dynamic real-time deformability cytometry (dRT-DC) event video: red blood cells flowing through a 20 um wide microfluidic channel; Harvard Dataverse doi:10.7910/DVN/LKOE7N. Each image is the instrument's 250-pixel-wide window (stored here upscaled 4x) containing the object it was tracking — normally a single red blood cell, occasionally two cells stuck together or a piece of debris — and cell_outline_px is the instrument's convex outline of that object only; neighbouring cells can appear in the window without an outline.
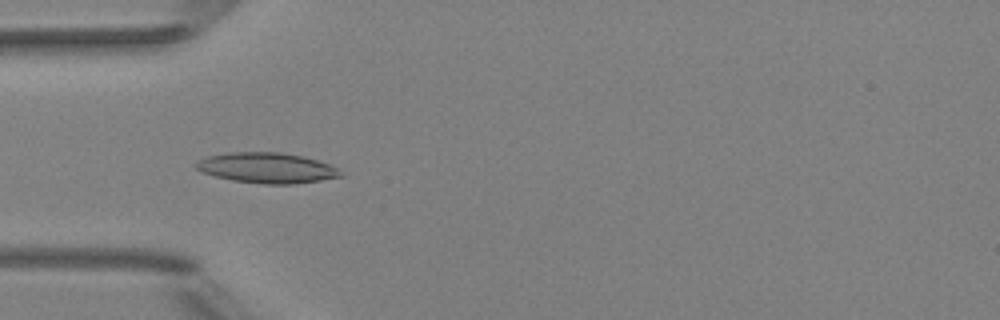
{"species": "Egyptian fruit bat (a non-hibernating species)", "species_latin": "Rousettus aegyptiacus", "temperature_condition": "room temperature", "stored_images_in_passage": 38, "camera_frame_rate_fps": 3000, "um_per_image_px": 0.085, "animal": {"sex": "female"}, "frame": {"image": 1, "passage_image": 3, "time_ms": 0.667, "image_size_px": [1000, 320], "cell_outline_px": [[344, 176], [320, 180], [292, 184], [264, 184], [232, 180], [216, 176], [204, 172], [196, 168], [196, 164], [200, 160], [208, 156], [228, 152], [280, 152], [304, 156], [328, 164], [336, 168]], "centroid_in_image_um": [22.7, 14.26], "position_along_channel_um": 62.3, "area_um2": 25.32}}
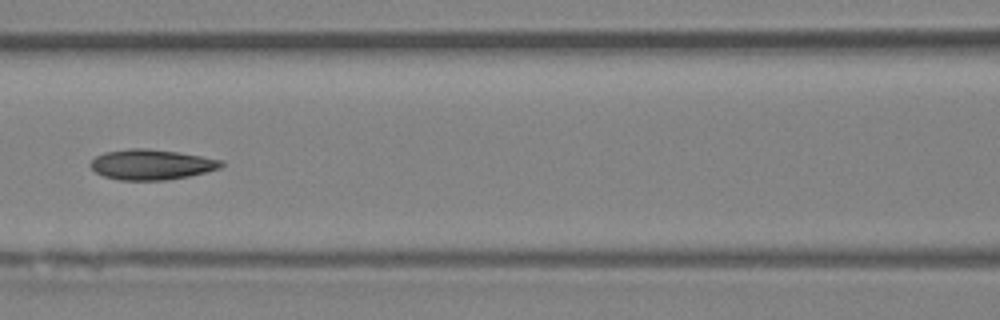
{"frame": {"image": 2, "passage_image": 10, "time_ms": 3.0, "image_size_px": [1000, 320], "cell_outline_px": [[224, 164], [220, 168], [188, 176], [168, 180], [116, 180], [104, 176], [96, 172], [88, 164], [96, 156], [104, 152], [128, 148], [148, 148], [176, 152], [224, 160]], "centroid_in_image_um": [12.84, 13.98], "position_along_channel_um": 153.8, "area_um2": 23.12}}
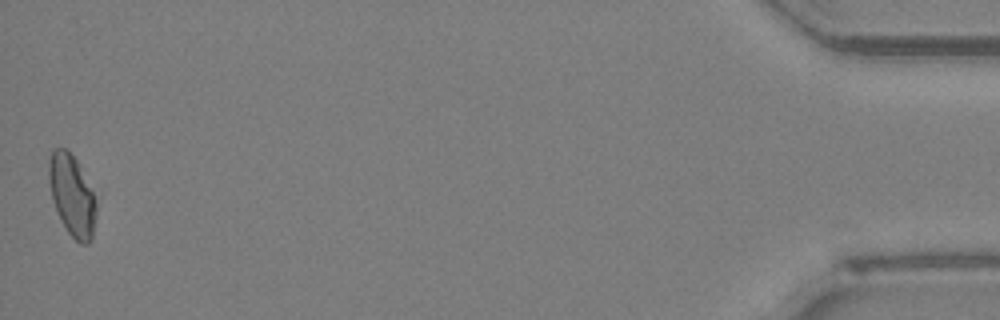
{"frame": {"image": 3, "passage_image": 38, "time_ms": 12.333, "image_size_px": [1000, 320], "cell_outline_px": [[96, 216], [92, 240], [88, 244], [80, 244], [68, 232], [52, 200], [48, 180], [48, 160], [52, 148], [64, 148], [76, 160], [96, 200]], "centroid_in_image_um": [6.11, 16.61], "position_along_channel_um": 429.1, "area_um2": 22.14}, "authors_computed_cell_mechanics": {"area_um2": 23.0622, "velocity_mm_per_s": 3.9847, "shape_relaxation_time_tau1_ms": 4.4195, "shape_relaxation_time_tau2_ms": 3.3078, "deformation_change_tau1": 0.1336, "deformation_change_tau2": 0.0866}}